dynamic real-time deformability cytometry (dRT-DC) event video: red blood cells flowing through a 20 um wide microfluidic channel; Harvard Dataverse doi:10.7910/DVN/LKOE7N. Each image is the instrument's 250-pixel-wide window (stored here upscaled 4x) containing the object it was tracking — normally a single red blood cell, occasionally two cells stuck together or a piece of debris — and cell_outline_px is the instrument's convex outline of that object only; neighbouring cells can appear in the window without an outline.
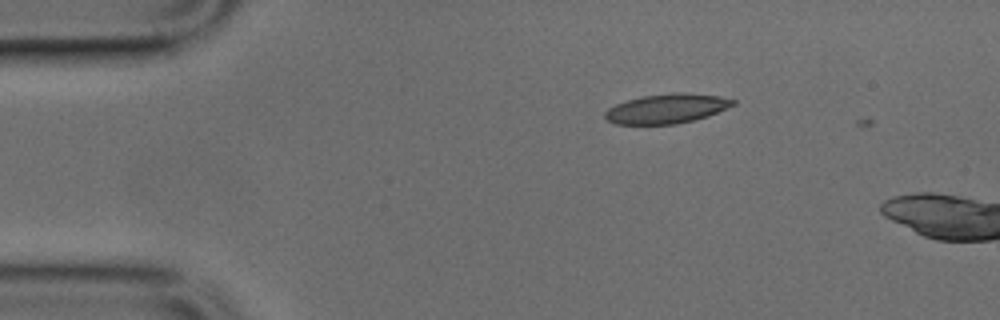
{"species": "common noctule bat (a hibernating species)", "species_latin": "Nyctalus noctula", "temperature_condition": "cold", "stored_images_in_passage": 3, "camera_frame_rate_fps": 3000, "um_per_image_px": 0.085, "animal": {"sex": "male", "body_mass_g": 17.9, "forearm_length_mm": 54.2}, "frame": {"image": 1, "passage_image": 2, "time_ms": 0.333, "image_size_px": [1000, 320], "cell_outline_px": [[736, 104], [708, 116], [676, 124], [616, 124], [608, 120], [604, 116], [604, 112], [608, 108], [616, 104], [640, 96], [672, 92], [684, 92], [720, 96], [736, 100]], "centroid_in_image_um": [56.68, 9.22], "position_along_channel_um": 28.3, "area_um2": 22.08}}